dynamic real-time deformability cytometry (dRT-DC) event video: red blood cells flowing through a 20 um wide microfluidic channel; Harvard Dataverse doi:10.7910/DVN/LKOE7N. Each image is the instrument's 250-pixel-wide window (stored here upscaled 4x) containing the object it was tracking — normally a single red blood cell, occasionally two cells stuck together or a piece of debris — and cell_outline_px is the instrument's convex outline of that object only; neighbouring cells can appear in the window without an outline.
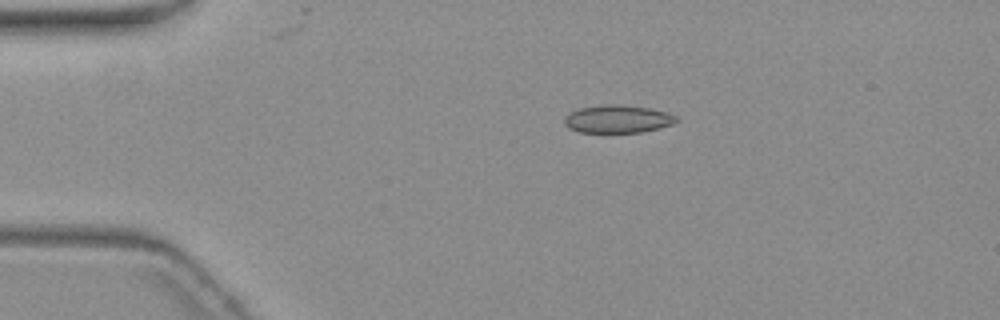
{"species": "common noctule bat (a hibernating species)", "species_latin": "Nyctalus noctula", "temperature_condition": "warm", "stored_images_in_passage": 8, "camera_frame_rate_fps": 3000, "um_per_image_px": 0.085, "animal": {"sex": "female", "body_mass_g": 19.3, "forearm_length_mm": 54.1}, "frame": {"image": 1, "passage_image": 4, "time_ms": 3.667, "image_size_px": [1000, 320], "cell_outline_px": [[680, 120], [672, 124], [660, 128], [640, 132], [580, 132], [568, 128], [564, 124], [564, 120], [572, 112], [580, 108], [648, 108], [668, 112], [676, 116]], "centroid_in_image_um": [52.57, 10.19], "position_along_channel_um": 32.4, "area_um2": 16.88}}
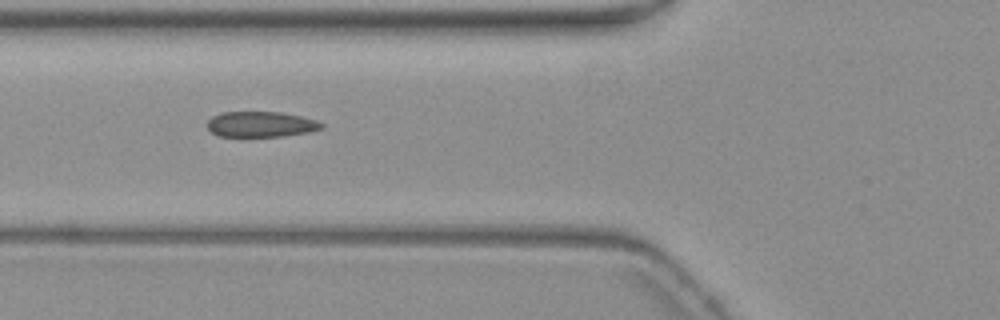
{"frame": {"image": 2, "passage_image": 7, "time_ms": 7.0, "image_size_px": [1000, 320], "cell_outline_px": [[324, 128], [308, 132], [284, 136], [216, 136], [208, 128], [208, 120], [212, 116], [220, 112], [280, 112], [300, 116], [316, 120], [324, 124]], "centroid_in_image_um": [22.17, 10.56], "position_along_channel_um": 103.6, "area_um2": 16.99}}
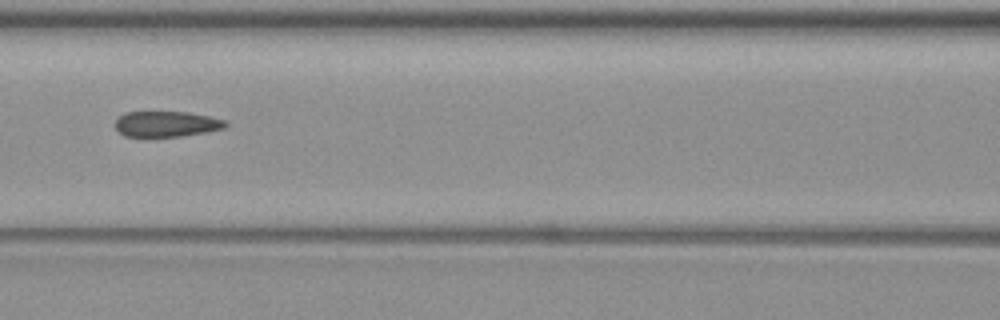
{"frame": {"image": 3, "passage_image": 8, "time_ms": 8.333, "image_size_px": [1000, 320], "cell_outline_px": [[228, 124], [224, 128], [204, 132], [180, 136], [124, 136], [116, 128], [116, 120], [124, 112], [188, 112], [208, 116], [224, 120]], "centroid_in_image_um": [14.14, 10.53], "position_along_channel_um": 152.5, "area_um2": 16.18}}